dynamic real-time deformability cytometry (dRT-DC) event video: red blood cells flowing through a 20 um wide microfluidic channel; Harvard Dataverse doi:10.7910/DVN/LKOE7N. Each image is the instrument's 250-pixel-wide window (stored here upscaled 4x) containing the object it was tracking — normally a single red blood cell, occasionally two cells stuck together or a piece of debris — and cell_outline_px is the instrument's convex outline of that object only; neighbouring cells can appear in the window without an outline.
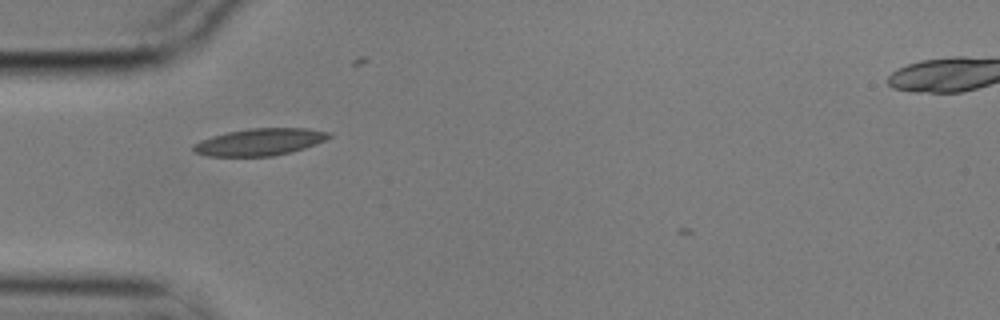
{"species": "common noctule bat (a hibernating species)", "species_latin": "Nyctalus noctula", "temperature_condition": "cold", "stored_images_in_passage": 2, "camera_frame_rate_fps": 3000, "um_per_image_px": 0.085, "animal": {"sex": "male", "body_mass_g": 17.9}, "frame": {"image": 1, "passage_image": 1, "time_ms": 0.0, "image_size_px": [1000, 320], "cell_outline_px": [[332, 136], [324, 140], [304, 148], [272, 156], [208, 156], [196, 152], [192, 148], [192, 144], [200, 140], [212, 136], [228, 132], [248, 128], [308, 128], [332, 132]], "centroid_in_image_um": [22.08, 12.05], "position_along_channel_um": 62.9, "area_um2": 21.27}}
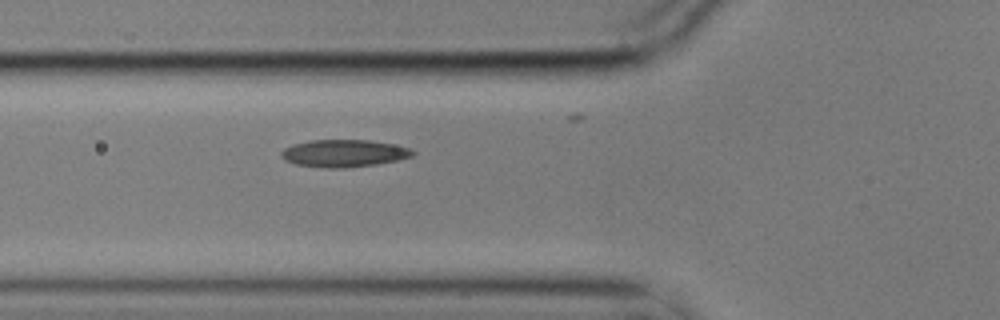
{"frame": {"image": 2, "passage_image": 2, "time_ms": 0.333, "image_size_px": [1000, 320], "cell_outline_px": [[416, 152], [412, 156], [396, 160], [376, 164], [344, 168], [328, 168], [296, 164], [284, 160], [280, 156], [280, 152], [284, 148], [292, 144], [312, 140], [368, 140], [392, 144], [412, 148]], "centroid_in_image_um": [29.21, 13.02], "position_along_channel_um": 96.6, "area_um2": 20.92}}